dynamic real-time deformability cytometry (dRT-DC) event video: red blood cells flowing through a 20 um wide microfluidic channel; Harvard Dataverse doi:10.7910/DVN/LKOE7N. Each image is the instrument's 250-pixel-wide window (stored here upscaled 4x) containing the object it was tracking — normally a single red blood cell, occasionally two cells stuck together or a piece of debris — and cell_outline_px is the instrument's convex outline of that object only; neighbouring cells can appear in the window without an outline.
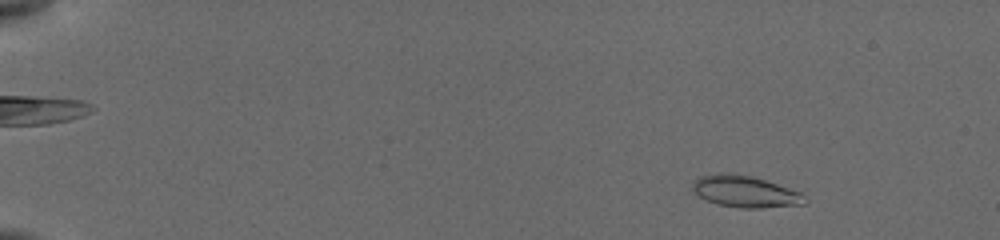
{"species": "common noctule bat (a hibernating species)", "species_latin": "Nyctalus noctula", "temperature_condition": "cold", "stored_images_in_passage": 36, "camera_frame_rate_fps": 3000, "um_per_image_px": 0.085, "animal": {"sex": "female", "body_mass_g": 19.5, "forearm_length_mm": 54.1}, "frame": {"image": 1, "passage_image": 5, "time_ms": 1.667, "image_size_px": [1000, 240], "cell_outline_px": [[808, 200], [804, 204], [760, 208], [740, 208], [716, 204], [700, 196], [692, 188], [692, 184], [700, 176], [724, 172], [752, 176], [800, 192]], "centroid_in_image_um": [63.34, 16.29], "position_along_channel_um": 21.7, "area_um2": 20.4}}
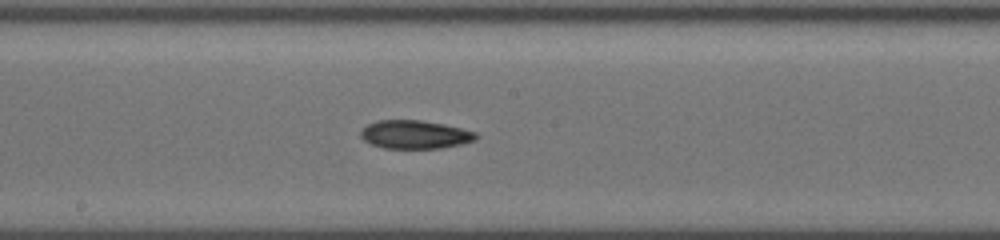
{"frame": {"image": 2, "passage_image": 24, "time_ms": 10.0, "image_size_px": [1000, 240], "cell_outline_px": [[480, 136], [476, 140], [460, 144], [440, 148], [384, 148], [368, 144], [360, 136], [360, 132], [368, 124], [376, 120], [420, 120], [444, 124], [476, 132]], "centroid_in_image_um": [35.26, 11.43], "position_along_channel_um": 212.9, "area_um2": 19.13}}
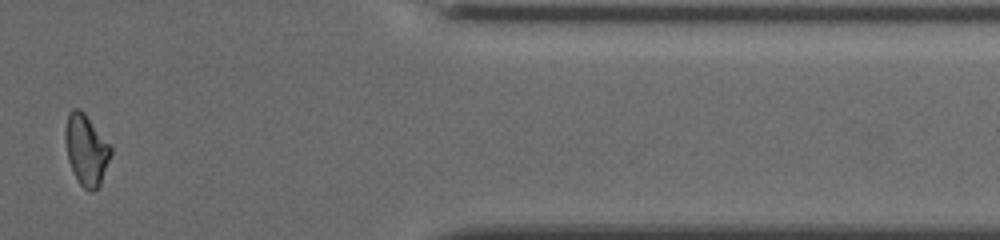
{"frame": {"image": 3, "passage_image": 35, "time_ms": 15.667, "image_size_px": [1000, 240], "cell_outline_px": [[112, 152], [100, 184], [96, 188], [84, 188], [80, 184], [68, 160], [64, 140], [64, 128], [68, 112], [72, 108], [80, 108], [84, 112], [112, 148]], "centroid_in_image_um": [7.29, 12.66], "position_along_channel_um": 404.1, "area_um2": 18.5}, "authors_computed_cell_mechanics": {"area_um2": 19.363, "velocity_mm_per_s": 3.8482, "shape_relaxation_time_tau1_ms": null, "shape_relaxation_time_tau2_ms": 6.0589, "deformation_change_tau1": null, "deformation_change_tau2": 0.1342}}